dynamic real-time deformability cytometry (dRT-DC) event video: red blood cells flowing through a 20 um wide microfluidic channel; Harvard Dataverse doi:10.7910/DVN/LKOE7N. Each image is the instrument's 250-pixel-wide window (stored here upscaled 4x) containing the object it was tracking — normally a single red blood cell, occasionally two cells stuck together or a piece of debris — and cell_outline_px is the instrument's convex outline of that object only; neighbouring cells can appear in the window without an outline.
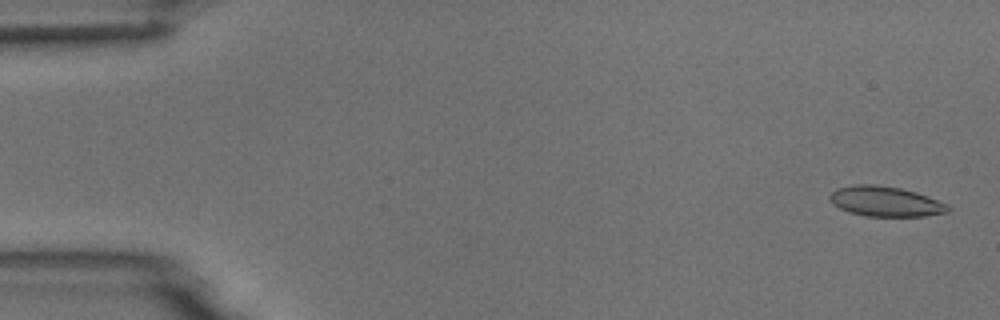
{"species": "common noctule bat (a hibernating species)", "species_latin": "Nyctalus noctula", "temperature_condition": "room temperature", "stored_images_in_passage": 5, "camera_frame_rate_fps": 3000, "um_per_image_px": 0.085, "animal": {"sex": "male", "body_mass_g": 18.8}, "frame": {"image": 1, "passage_image": 1, "time_ms": 0.0, "image_size_px": [1000, 320], "cell_outline_px": [[952, 208], [948, 212], [924, 216], [864, 216], [848, 212], [832, 204], [828, 196], [836, 188], [856, 184], [876, 184], [900, 188], [916, 192], [928, 196], [948, 204]], "centroid_in_image_um": [75.26, 17.12], "position_along_channel_um": 9.7, "area_um2": 20.92}}
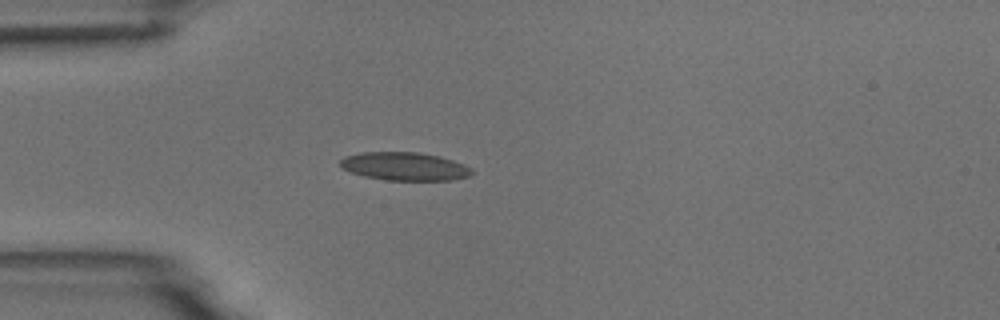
{"frame": {"image": 2, "passage_image": 4, "time_ms": 4.333, "image_size_px": [1000, 320], "cell_outline_px": [[472, 172], [468, 176], [452, 180], [384, 180], [364, 176], [340, 168], [340, 160], [344, 156], [360, 152], [416, 152], [440, 156], [464, 164], [472, 168]], "centroid_in_image_um": [34.36, 14.13], "position_along_channel_um": 50.6, "area_um2": 21.68}}